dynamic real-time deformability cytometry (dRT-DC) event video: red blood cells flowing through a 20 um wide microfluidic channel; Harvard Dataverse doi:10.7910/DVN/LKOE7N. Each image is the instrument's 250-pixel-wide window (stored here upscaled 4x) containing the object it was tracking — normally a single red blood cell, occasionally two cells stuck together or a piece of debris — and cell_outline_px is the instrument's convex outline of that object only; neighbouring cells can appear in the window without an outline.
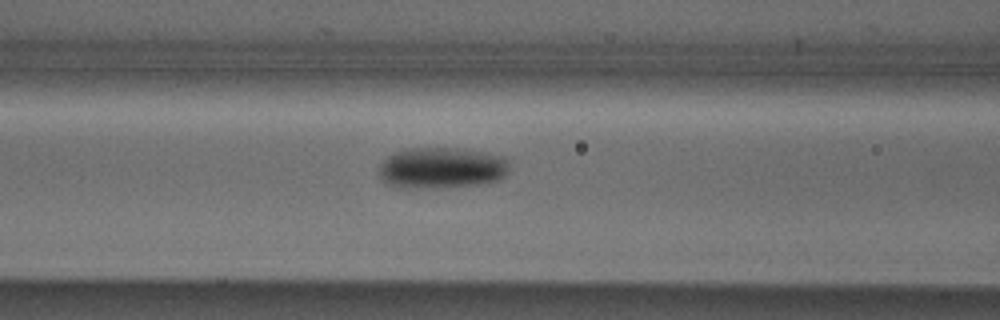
{"species": "Egyptian fruit bat (a non-hibernating species)", "species_latin": "Rousettus aegyptiacus", "temperature_condition": "cold", "stored_images_in_passage": 6, "camera_frame_rate_fps": 3000, "um_per_image_px": 0.085, "animal": {"sex": "male"}, "frame": {"image": 1, "passage_image": 6, "time_ms": 7.0, "image_size_px": [1000, 320], "cell_outline_px": [[508, 172], [500, 180], [488, 184], [408, 188], [400, 188], [384, 184], [380, 176], [380, 164], [388, 156], [396, 152], [408, 148], [456, 148], [484, 152], [508, 156]], "centroid_in_image_um": [37.57, 14.27], "position_along_channel_um": 129.0, "area_um2": 31.5}}